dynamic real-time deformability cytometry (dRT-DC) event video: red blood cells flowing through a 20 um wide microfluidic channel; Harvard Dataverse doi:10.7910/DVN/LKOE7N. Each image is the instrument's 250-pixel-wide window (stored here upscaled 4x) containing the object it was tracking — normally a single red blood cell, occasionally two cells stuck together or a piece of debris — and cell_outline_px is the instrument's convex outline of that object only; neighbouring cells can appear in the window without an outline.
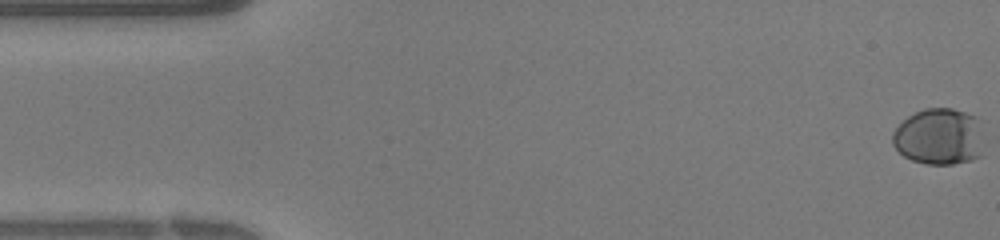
{"species": "human", "species_latin": "Homo sapiens", "temperature_condition": "warm", "stored_images_in_passage": 40, "camera_frame_rate_fps": 3000, "um_per_image_px": 0.085, "donor": {"sex": "female"}, "frame": {"image": 1, "passage_image": 1, "time_ms": 0.0, "image_size_px": [1000, 240], "cell_outline_px": [[984, 156], [972, 160], [952, 164], [924, 164], [912, 160], [904, 156], [892, 144], [892, 132], [908, 116], [924, 108], [952, 108], [976, 116]], "centroid_in_image_um": [79.81, 11.63], "position_along_channel_um": 5.2, "area_um2": 30.06}}
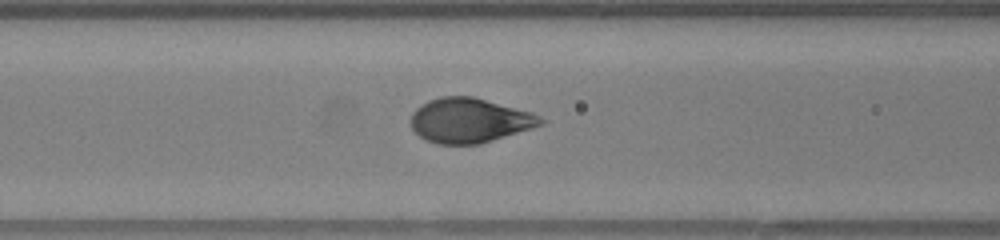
{"frame": {"image": 2, "passage_image": 16, "time_ms": 5.0, "image_size_px": [1000, 240], "cell_outline_px": [[548, 120], [544, 124], [532, 128], [480, 144], [436, 144], [420, 136], [412, 128], [408, 120], [412, 112], [420, 104], [428, 100], [440, 96], [472, 96], [532, 112]], "centroid_in_image_um": [39.9, 10.23], "position_along_channel_um": 126.7, "area_um2": 34.04}}
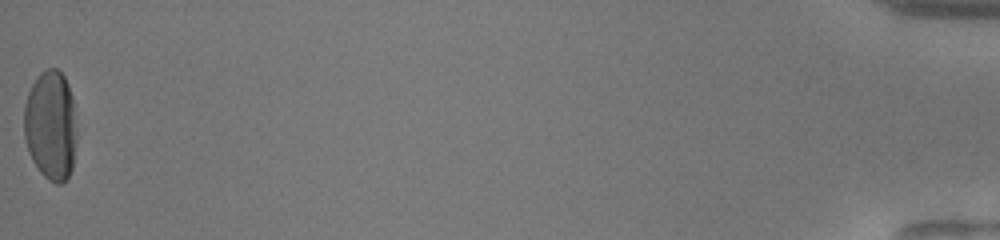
{"frame": {"image": 3, "passage_image": 40, "time_ms": 13.0, "image_size_px": [1000, 240], "cell_outline_px": [[76, 140], [72, 168], [68, 176], [60, 184], [56, 184], [48, 180], [40, 172], [32, 160], [28, 152], [24, 136], [24, 104], [28, 92], [36, 76], [40, 72], [48, 68], [56, 68], [64, 76], [68, 84], [72, 96], [76, 136]], "centroid_in_image_um": [4.29, 10.65], "position_along_channel_um": 430.9, "area_um2": 33.87}}